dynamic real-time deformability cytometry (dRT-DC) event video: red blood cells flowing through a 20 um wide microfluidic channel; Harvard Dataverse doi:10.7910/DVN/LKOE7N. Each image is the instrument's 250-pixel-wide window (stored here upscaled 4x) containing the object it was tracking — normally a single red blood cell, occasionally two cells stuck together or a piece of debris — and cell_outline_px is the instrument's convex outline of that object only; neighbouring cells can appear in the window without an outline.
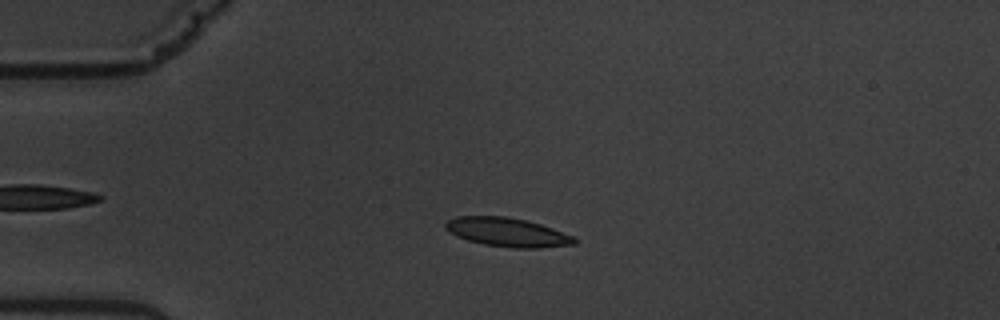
{"species": "common noctule bat (a hibernating species)", "species_latin": "Nyctalus noctula", "temperature_condition": "warm", "stored_images_in_passage": 57, "camera_frame_rate_fps": 3000, "um_per_image_px": 0.085, "animal": {"sex": "male", "body_mass_g": 19.5, "forearm_length_mm": 54.6}, "frame": {"image": 1, "passage_image": 14, "time_ms": 4.333, "image_size_px": [1000, 320], "cell_outline_px": [[576, 244], [540, 248], [512, 248], [484, 244], [468, 240], [456, 236], [448, 232], [444, 228], [444, 224], [448, 220], [456, 216], [508, 216], [540, 224], [576, 236]], "centroid_in_image_um": [43.12, 19.74], "position_along_channel_um": 41.9, "area_um2": 21.85}}
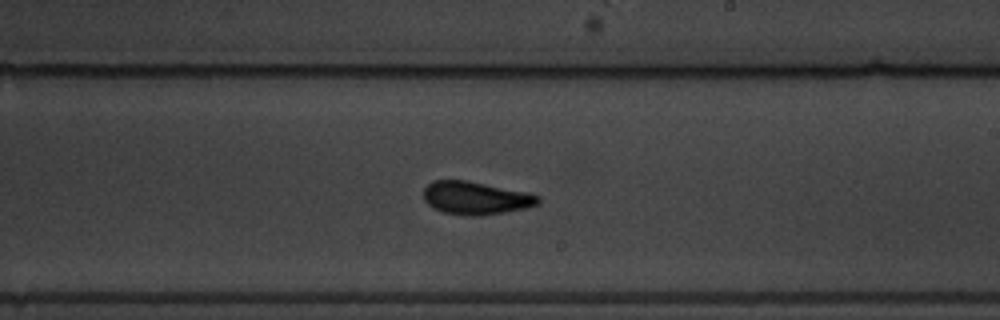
{"frame": {"image": 2, "passage_image": 34, "time_ms": 11.0, "image_size_px": [1000, 320], "cell_outline_px": [[540, 204], [524, 208], [504, 212], [480, 216], [468, 216], [444, 212], [432, 208], [424, 200], [424, 188], [432, 180], [464, 180], [528, 192], [540, 196]], "centroid_in_image_um": [40.43, 16.83], "position_along_channel_um": 248.6, "area_um2": 22.02}}
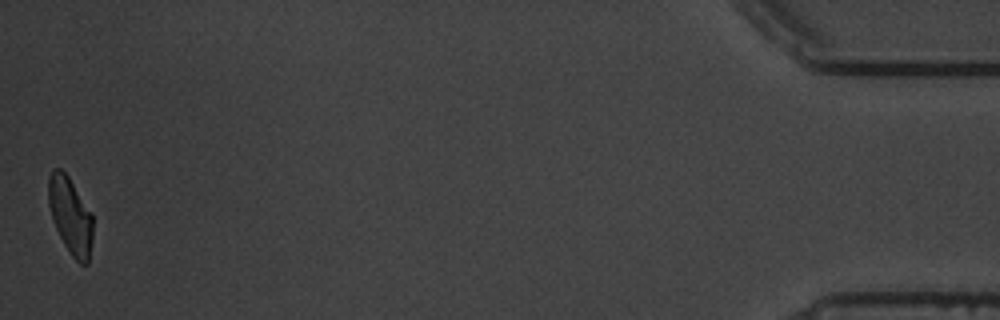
{"frame": {"image": 3, "passage_image": 57, "time_ms": 18.667, "image_size_px": [1000, 320], "cell_outline_px": [[92, 240], [88, 264], [80, 264], [72, 256], [64, 244], [52, 220], [48, 204], [48, 176], [52, 168], [60, 168], [68, 176], [92, 212]], "centroid_in_image_um": [5.97, 18.31], "position_along_channel_um": 429.2, "area_um2": 20.0}, "authors_computed_cell_mechanics": {"area_um2": 21.0392, "velocity_mm_per_s": 3.522, "shape_relaxation_time_tau1_ms": 3.5075, "shape_relaxation_time_tau2_ms": 1.4822, "deformation_change_tau1": 0.1338, "deformation_change_tau2": 0.0677}}